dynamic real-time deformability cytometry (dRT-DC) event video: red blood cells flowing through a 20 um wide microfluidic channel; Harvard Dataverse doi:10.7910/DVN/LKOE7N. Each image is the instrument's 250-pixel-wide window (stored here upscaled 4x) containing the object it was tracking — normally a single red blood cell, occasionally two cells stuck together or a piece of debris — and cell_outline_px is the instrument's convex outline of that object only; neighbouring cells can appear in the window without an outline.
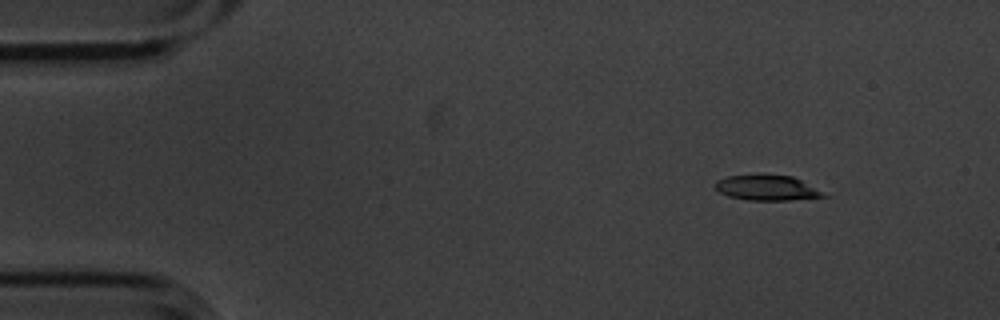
{"species": "common noctule bat (a hibernating species)", "species_latin": "Nyctalus noctula", "temperature_condition": "cold", "stored_images_in_passage": 4, "camera_frame_rate_fps": 3000, "um_per_image_px": 0.085, "animal": {"sex": "male", "body_mass_g": 20.1, "forearm_length_mm": 53.5}, "frame": {"image": 1, "passage_image": 1, "time_ms": 0.0, "image_size_px": [1000, 320], "cell_outline_px": [[828, 196], [792, 200], [748, 200], [728, 196], [720, 192], [712, 184], [716, 180], [728, 176], [760, 172], [792, 176], [800, 180]], "centroid_in_image_um": [65.09, 15.92], "position_along_channel_um": 19.9, "area_um2": 16.3}}
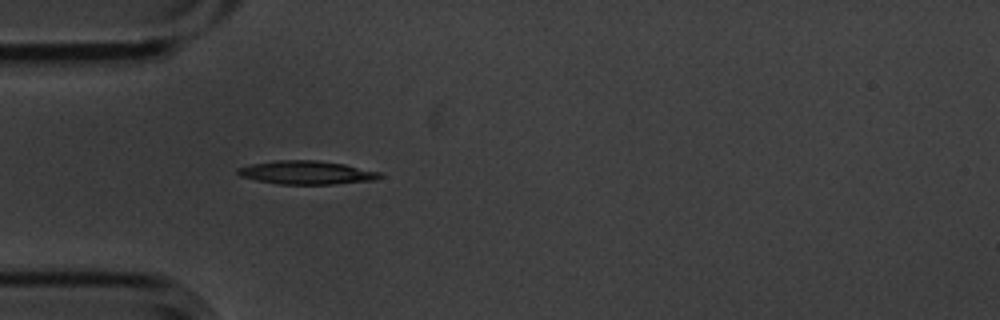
{"frame": {"image": 2, "passage_image": 4, "time_ms": 1.0, "image_size_px": [1000, 320], "cell_outline_px": [[384, 176], [376, 180], [332, 184], [280, 184], [256, 180], [240, 176], [236, 172], [236, 168], [252, 164], [276, 160], [316, 160], [344, 164], [380, 172]], "centroid_in_image_um": [26.06, 14.67], "position_along_channel_um": 58.9, "area_um2": 19.42}}